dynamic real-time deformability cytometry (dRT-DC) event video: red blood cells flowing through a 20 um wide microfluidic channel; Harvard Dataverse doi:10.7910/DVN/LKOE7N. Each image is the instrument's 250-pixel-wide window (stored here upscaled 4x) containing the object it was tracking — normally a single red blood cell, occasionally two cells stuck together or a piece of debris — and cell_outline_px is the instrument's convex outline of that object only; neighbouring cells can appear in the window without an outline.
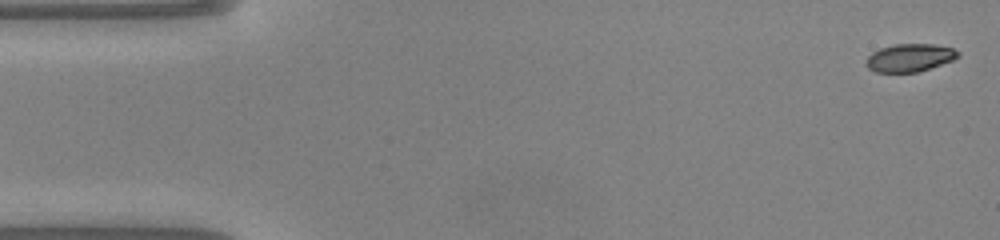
{"species": "common noctule bat (a hibernating species)", "species_latin": "Nyctalus noctula", "temperature_condition": "warm", "stored_images_in_passage": 48, "camera_frame_rate_fps": 3000, "um_per_image_px": 0.085, "animal": {"sex": "male", "body_mass_g": 20.0, "forearm_length_mm": 53.3}, "frame": {"image": 1, "passage_image": 1, "time_ms": 0.0, "image_size_px": [1000, 240], "cell_outline_px": [[960, 56], [952, 60], [916, 72], [876, 72], [868, 68], [864, 64], [864, 60], [872, 52], [880, 48], [896, 44], [932, 44], [952, 48], [960, 52]], "centroid_in_image_um": [77.28, 4.9], "position_along_channel_um": 7.7, "area_um2": 14.85}}
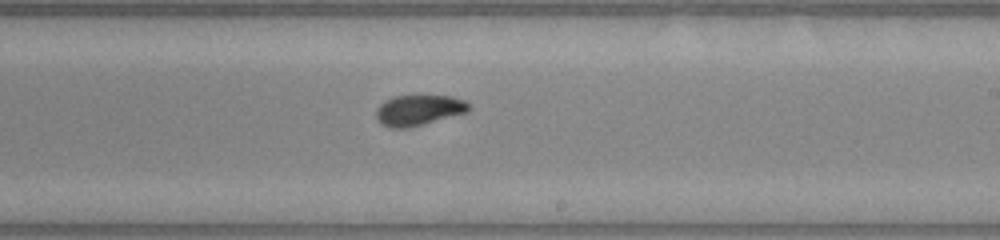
{"frame": {"image": 2, "passage_image": 28, "time_ms": 9.0, "image_size_px": [1000, 240], "cell_outline_px": [[472, 108], [468, 112], [408, 128], [388, 128], [380, 124], [376, 116], [376, 108], [384, 100], [392, 96], [452, 96], [464, 100]], "centroid_in_image_um": [35.56, 9.37], "position_along_channel_um": 253.4, "area_um2": 16.65}}
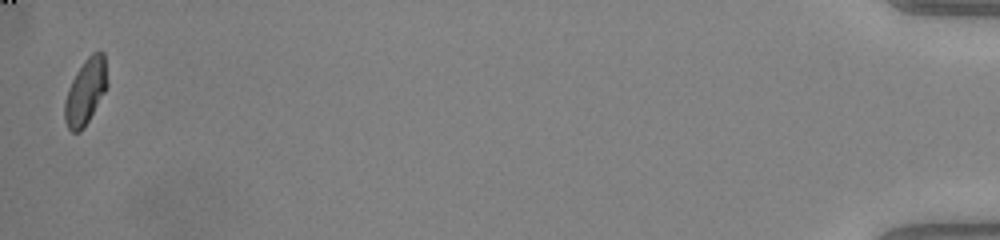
{"frame": {"image": 3, "passage_image": 48, "time_ms": 15.667, "image_size_px": [1000, 240], "cell_outline_px": [[108, 84], [104, 92], [84, 128], [80, 132], [72, 132], [68, 128], [64, 120], [64, 100], [68, 88], [76, 72], [84, 60], [92, 52], [104, 52], [108, 80]], "centroid_in_image_um": [7.26, 7.78], "position_along_channel_um": 427.9, "area_um2": 16.36}, "authors_computed_cell_mechanics": {"area_um2": 16.473, "velocity_mm_per_s": 4.1163, "shape_relaxation_time_tau1_ms": 4.0559, "shape_relaxation_time_tau2_ms": 1.2395, "deformation_change_tau1": 0.173, "deformation_change_tau2": 0.04}}